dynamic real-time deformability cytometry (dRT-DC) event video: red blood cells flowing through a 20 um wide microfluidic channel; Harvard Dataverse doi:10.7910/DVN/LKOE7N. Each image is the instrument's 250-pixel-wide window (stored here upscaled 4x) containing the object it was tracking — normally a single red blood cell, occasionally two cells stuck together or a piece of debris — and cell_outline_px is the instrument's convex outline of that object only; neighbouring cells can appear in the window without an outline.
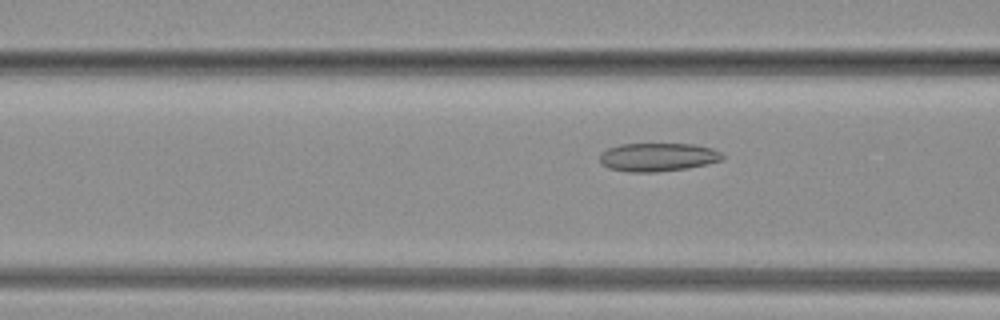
{"species": "common noctule bat (a hibernating species)", "species_latin": "Nyctalus noctula", "temperature_condition": "warm", "stored_images_in_passage": 59, "camera_frame_rate_fps": 3000, "um_per_image_px": 0.085, "animal": {"sex": "female", "body_mass_g": 19.3, "forearm_length_mm": 54.1}, "frame": {"image": 1, "passage_image": 9, "time_ms": 2.667, "image_size_px": [1000, 320], "cell_outline_px": [[724, 160], [688, 168], [656, 172], [628, 172], [608, 168], [600, 164], [600, 152], [608, 148], [620, 144], [692, 144], [712, 148], [720, 152], [724, 156]], "centroid_in_image_um": [55.89, 13.36], "position_along_channel_um": 110.7, "area_um2": 20.46}}
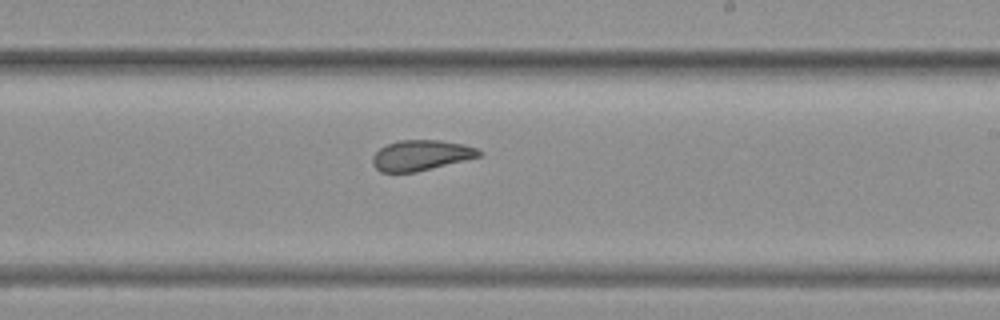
{"frame": {"image": 2, "passage_image": 26, "time_ms": 8.333, "image_size_px": [1000, 320], "cell_outline_px": [[484, 152], [480, 156], [416, 172], [380, 172], [372, 164], [372, 156], [380, 148], [388, 144], [400, 140], [440, 140], [464, 144], [476, 148]], "centroid_in_image_um": [35.78, 13.2], "position_along_channel_um": 253.2, "area_um2": 18.79}}
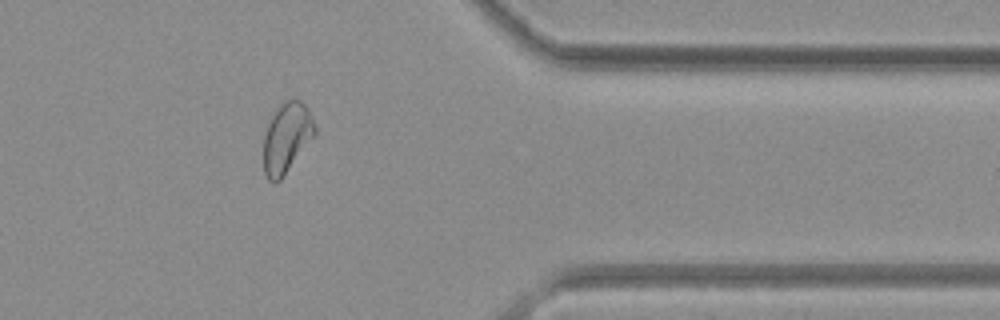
{"frame": {"image": 3, "passage_image": 44, "time_ms": 14.333, "image_size_px": [1000, 320], "cell_outline_px": [[316, 132], [280, 180], [272, 184], [268, 180], [264, 172], [264, 136], [268, 124], [272, 116], [280, 104], [284, 100], [300, 100], [308, 108], [316, 128]], "centroid_in_image_um": [24.35, 11.71], "position_along_channel_um": 387.1, "area_um2": 20.52}}